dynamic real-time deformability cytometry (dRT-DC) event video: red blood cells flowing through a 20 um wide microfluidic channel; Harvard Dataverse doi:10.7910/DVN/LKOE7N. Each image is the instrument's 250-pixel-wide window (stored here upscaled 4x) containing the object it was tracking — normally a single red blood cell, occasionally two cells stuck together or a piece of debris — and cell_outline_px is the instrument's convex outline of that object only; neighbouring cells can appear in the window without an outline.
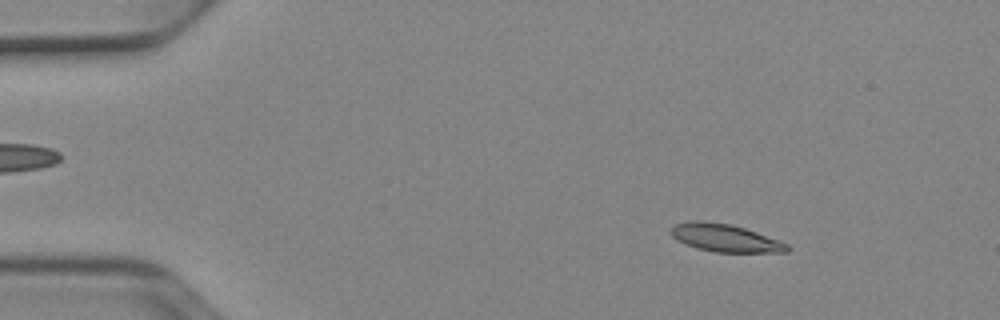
{"species": "Egyptian fruit bat (a non-hibernating species)", "species_latin": "Rousettus aegyptiacus", "temperature_condition": "cold", "stored_images_in_passage": 13, "camera_frame_rate_fps": 3000, "um_per_image_px": 0.085, "animal": {"sex": "female"}, "frame": {"image": 1, "passage_image": 7, "time_ms": 2.0, "image_size_px": [1000, 320], "cell_outline_px": [[792, 248], [788, 252], [716, 252], [696, 248], [676, 240], [668, 232], [668, 228], [676, 224], [692, 220], [700, 220], [732, 224], [780, 240], [788, 244]], "centroid_in_image_um": [61.61, 20.22], "position_along_channel_um": 23.4, "area_um2": 19.02}}